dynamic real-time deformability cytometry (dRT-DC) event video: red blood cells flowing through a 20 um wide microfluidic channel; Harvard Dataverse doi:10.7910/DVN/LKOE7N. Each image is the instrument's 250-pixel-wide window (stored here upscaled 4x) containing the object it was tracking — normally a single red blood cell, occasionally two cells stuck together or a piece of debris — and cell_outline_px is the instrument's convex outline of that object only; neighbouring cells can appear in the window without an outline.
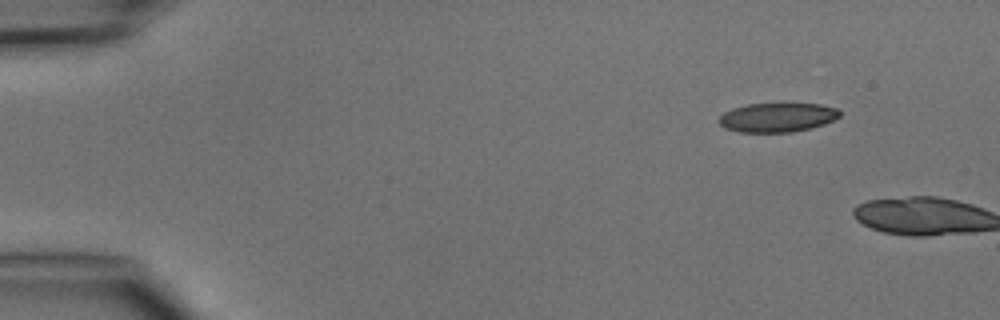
{"species": "common noctule bat (a hibernating species)", "species_latin": "Nyctalus noctula", "temperature_condition": "cold", "stored_images_in_passage": 5, "camera_frame_rate_fps": 3000, "um_per_image_px": 0.085, "animal": {"sex": "male", "body_mass_g": 15.6}, "frame": {"image": 1, "passage_image": 1, "time_ms": 0.0, "image_size_px": [1000, 320], "cell_outline_px": [[840, 116], [824, 124], [812, 128], [792, 132], [740, 132], [724, 128], [720, 124], [720, 116], [724, 112], [732, 108], [748, 104], [820, 104], [836, 108], [840, 112]], "centroid_in_image_um": [66.07, 9.98], "position_along_channel_um": 18.9, "area_um2": 20.4}}
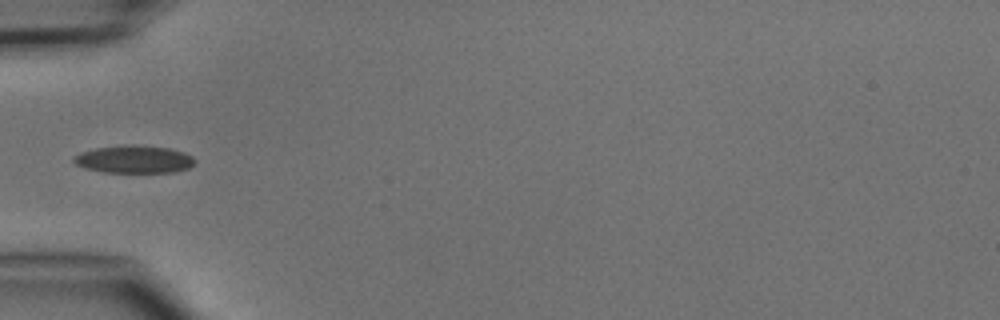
{"frame": {"image": 2, "passage_image": 5, "time_ms": 5.667, "image_size_px": [1000, 320], "cell_outline_px": [[196, 164], [188, 168], [176, 172], [104, 172], [84, 168], [76, 164], [72, 160], [72, 156], [80, 152], [96, 148], [124, 144], [132, 144], [168, 148], [184, 152], [192, 156], [196, 160]], "centroid_in_image_um": [11.39, 13.53], "position_along_channel_um": 73.6, "area_um2": 19.77}}